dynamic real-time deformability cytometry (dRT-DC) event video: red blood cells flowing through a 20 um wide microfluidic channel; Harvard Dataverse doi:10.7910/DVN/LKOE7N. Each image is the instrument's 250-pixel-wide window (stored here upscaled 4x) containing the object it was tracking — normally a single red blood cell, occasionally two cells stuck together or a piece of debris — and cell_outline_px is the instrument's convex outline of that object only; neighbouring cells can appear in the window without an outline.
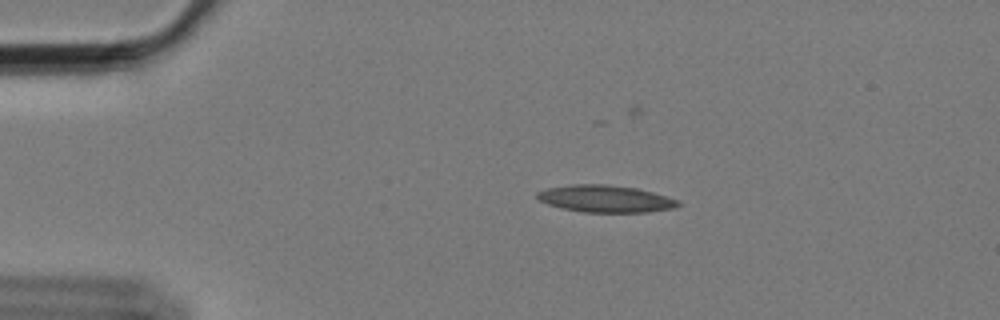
{"species": "Egyptian fruit bat (a non-hibernating species)", "species_latin": "Rousettus aegyptiacus", "temperature_condition": "cold", "stored_images_in_passage": 59, "camera_frame_rate_fps": 3000, "um_per_image_px": 0.085, "animal": {"sex": "female"}, "frame": {"image": 1, "passage_image": 11, "time_ms": 3.333, "image_size_px": [1000, 320], "cell_outline_px": [[680, 204], [672, 208], [648, 212], [580, 212], [560, 208], [548, 204], [540, 200], [536, 196], [536, 192], [548, 188], [572, 184], [604, 184], [636, 188], [652, 192], [680, 200]], "centroid_in_image_um": [51.44, 16.89], "position_along_channel_um": 33.6, "area_um2": 22.2}}
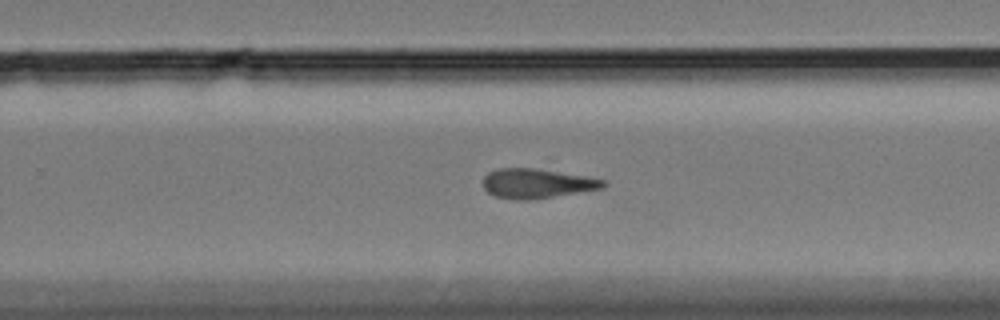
{"frame": {"image": 2, "passage_image": 37, "time_ms": 12.0, "image_size_px": [1000, 320], "cell_outline_px": [[604, 188], [532, 200], [516, 200], [496, 196], [488, 192], [484, 188], [484, 176], [488, 172], [496, 168], [536, 168], [588, 176], [604, 180]], "centroid_in_image_um": [45.63, 15.59], "position_along_channel_um": 284.2, "area_um2": 20.75}}
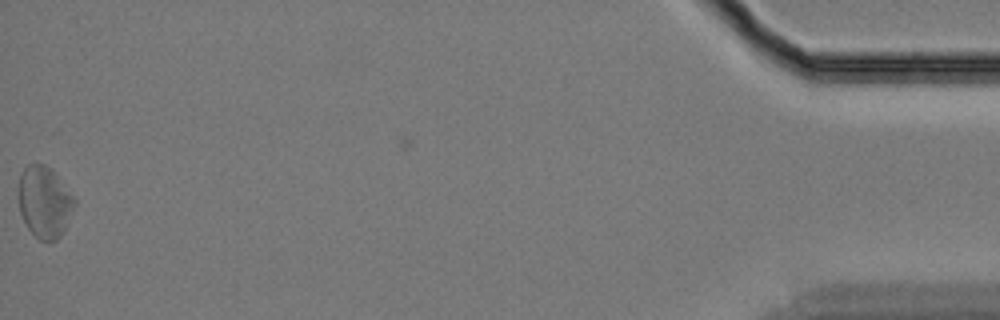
{"frame": {"image": 3, "passage_image": 58, "time_ms": 19.0, "image_size_px": [1000, 320], "cell_outline_px": [[76, 204], [60, 236], [56, 240], [40, 240], [28, 228], [20, 212], [20, 172], [28, 164], [44, 164], [56, 176], [76, 200]], "centroid_in_image_um": [3.78, 17.17], "position_along_channel_um": 431.4, "area_um2": 22.48}}